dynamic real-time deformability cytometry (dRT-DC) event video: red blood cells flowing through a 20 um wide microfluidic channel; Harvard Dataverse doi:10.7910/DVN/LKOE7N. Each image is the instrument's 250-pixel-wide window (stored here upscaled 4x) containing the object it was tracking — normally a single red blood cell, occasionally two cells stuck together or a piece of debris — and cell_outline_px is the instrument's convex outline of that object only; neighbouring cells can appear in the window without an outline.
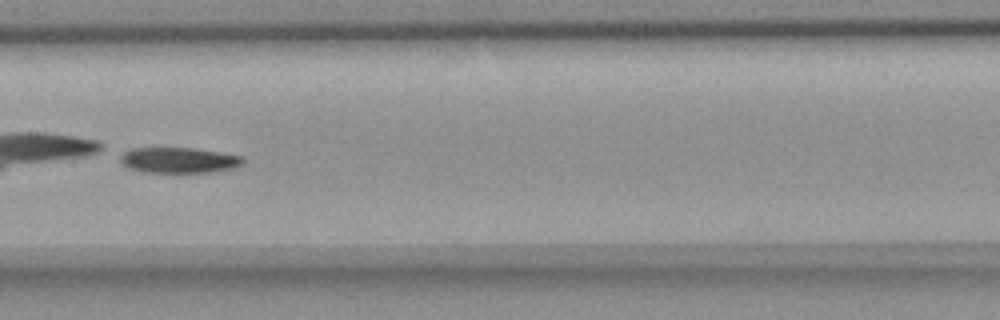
{"species": "common noctule bat (a hibernating species)", "species_latin": "Nyctalus noctula", "temperature_condition": "room temperature", "stored_images_in_passage": 37, "camera_frame_rate_fps": 3000, "um_per_image_px": 0.085, "animal": {"sex": "female", "body_mass_g": 18.4}, "frame": {"image": 1, "passage_image": 16, "time_ms": 5.0, "image_size_px": [1000, 320], "cell_outline_px": [[244, 164], [232, 168], [212, 172], [144, 172], [128, 168], [120, 160], [120, 156], [124, 152], [132, 148], [192, 148], [220, 152], [244, 156]], "centroid_in_image_um": [15.23, 13.61], "position_along_channel_um": 192.2, "area_um2": 18.26}}
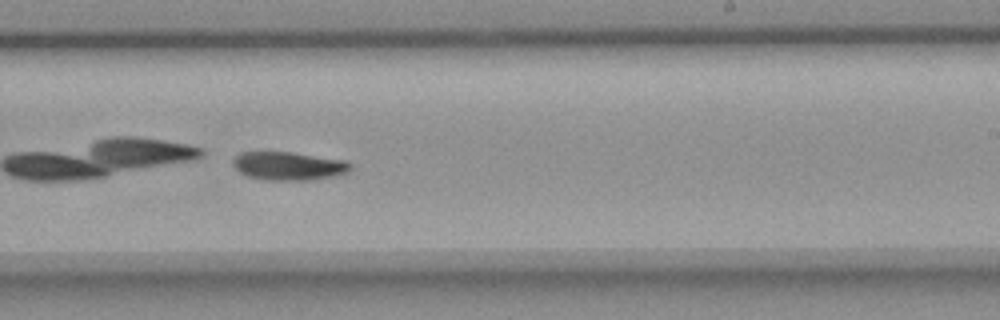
{"frame": {"image": 2, "passage_image": 22, "time_ms": 7.0, "image_size_px": [1000, 320], "cell_outline_px": [[352, 168], [348, 172], [336, 176], [312, 180], [264, 180], [248, 176], [240, 172], [232, 164], [232, 160], [240, 152], [292, 152], [348, 160], [352, 164]], "centroid_in_image_um": [24.58, 14.1], "position_along_channel_um": 264.4, "area_um2": 19.71}}